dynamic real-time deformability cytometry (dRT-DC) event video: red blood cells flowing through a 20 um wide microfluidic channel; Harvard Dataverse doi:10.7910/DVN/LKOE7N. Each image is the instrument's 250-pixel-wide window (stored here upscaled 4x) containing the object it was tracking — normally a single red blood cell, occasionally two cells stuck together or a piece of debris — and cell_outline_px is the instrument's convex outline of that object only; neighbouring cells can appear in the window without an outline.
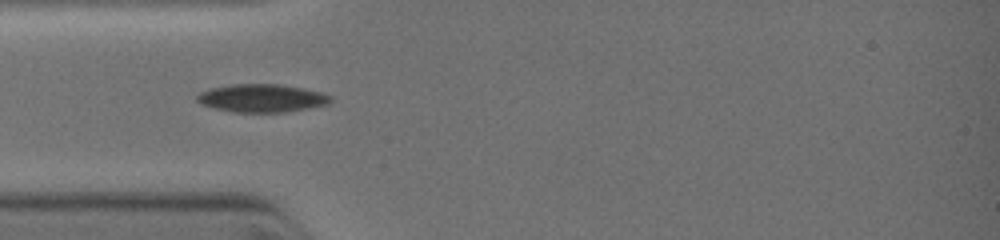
{"species": "common noctule bat (a hibernating species)", "species_latin": "Nyctalus noctula", "temperature_condition": "warm", "stored_images_in_passage": 18, "camera_frame_rate_fps": 3000, "um_per_image_px": 0.085, "animal": {"sex": "female", "body_mass_g": 19.0, "forearm_length_mm": 51.5}, "frame": {"image": 1, "passage_image": 1, "time_ms": 0.0, "image_size_px": [1000, 240], "cell_outline_px": [[332, 100], [328, 104], [284, 112], [236, 112], [212, 108], [200, 104], [196, 100], [196, 96], [200, 92], [208, 88], [232, 84], [280, 84], [304, 88], [320, 92], [332, 96]], "centroid_in_image_um": [22.21, 8.33], "position_along_channel_um": 62.8, "area_um2": 21.91}}
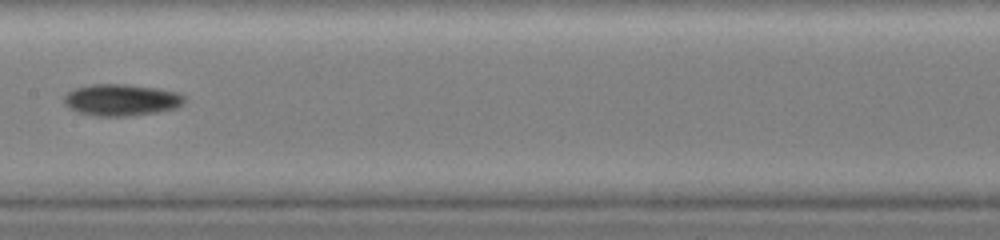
{"frame": {"image": 2, "passage_image": 9, "time_ms": 2.667, "image_size_px": [1000, 240], "cell_outline_px": [[184, 104], [176, 108], [156, 112], [124, 116], [96, 116], [80, 112], [68, 108], [64, 104], [64, 96], [68, 92], [76, 88], [92, 84], [124, 84], [160, 88], [180, 92], [184, 96]], "centroid_in_image_um": [10.34, 8.48], "position_along_channel_um": 197.1, "area_um2": 22.25}}
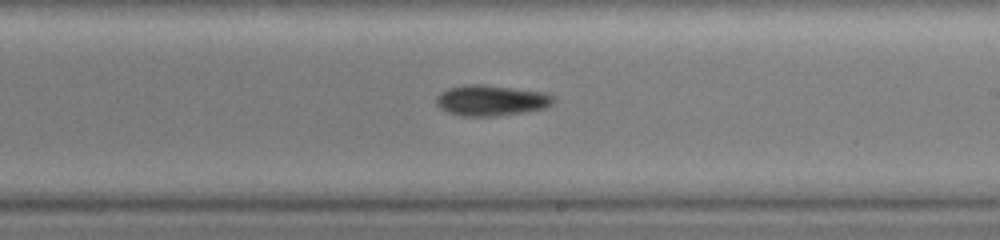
{"frame": {"image": 3, "passage_image": 13, "time_ms": 3.667, "image_size_px": [1000, 240], "cell_outline_px": [[556, 100], [552, 104], [544, 108], [524, 112], [496, 116], [464, 116], [448, 112], [440, 108], [436, 104], [436, 96], [440, 92], [448, 88], [464, 84], [484, 84], [548, 92], [556, 96]], "centroid_in_image_um": [41.78, 8.52], "position_along_channel_um": 247.2, "area_um2": 21.33}}